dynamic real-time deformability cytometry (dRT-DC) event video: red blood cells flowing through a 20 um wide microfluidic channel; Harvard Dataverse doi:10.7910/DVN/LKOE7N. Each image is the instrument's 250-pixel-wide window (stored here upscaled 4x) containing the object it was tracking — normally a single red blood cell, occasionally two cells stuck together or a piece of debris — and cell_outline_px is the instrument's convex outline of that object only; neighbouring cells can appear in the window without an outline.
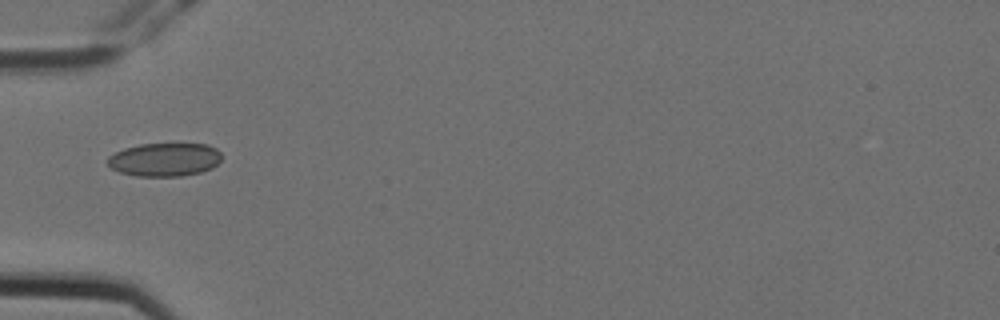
{"species": "Egyptian fruit bat (a non-hibernating species)", "species_latin": "Rousettus aegyptiacus", "temperature_condition": "cold", "stored_images_in_passage": 3, "camera_frame_rate_fps": 3000, "um_per_image_px": 0.085, "animal": {"sex": "female"}, "frame": {"image": 1, "passage_image": 1, "time_ms": 0.0, "image_size_px": [1000, 320], "cell_outline_px": [[220, 160], [212, 168], [200, 172], [180, 176], [136, 176], [120, 172], [112, 168], [108, 164], [108, 156], [124, 148], [140, 144], [208, 144], [216, 148], [220, 152]], "centroid_in_image_um": [13.99, 13.56], "position_along_channel_um": 71.0, "area_um2": 22.08}}
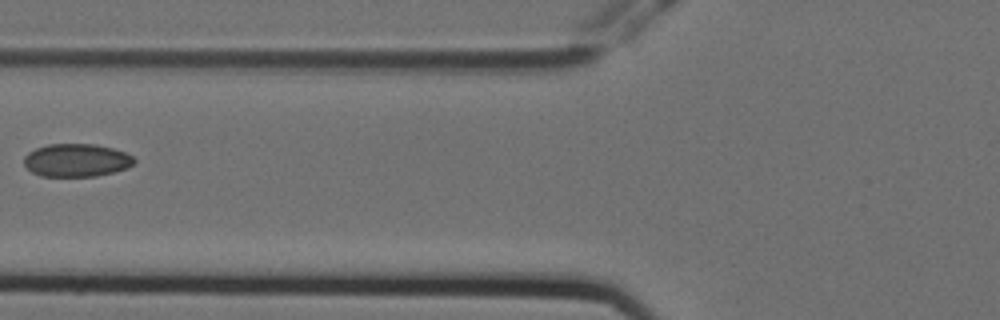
{"frame": {"image": 2, "passage_image": 2, "time_ms": 0.333, "image_size_px": [1000, 320], "cell_outline_px": [[136, 160], [128, 168], [96, 176], [40, 176], [32, 172], [24, 164], [24, 156], [28, 152], [36, 148], [48, 144], [96, 144], [112, 148], [124, 152], [132, 156]], "centroid_in_image_um": [6.49, 13.62], "position_along_channel_um": 119.3, "area_um2": 21.15}}
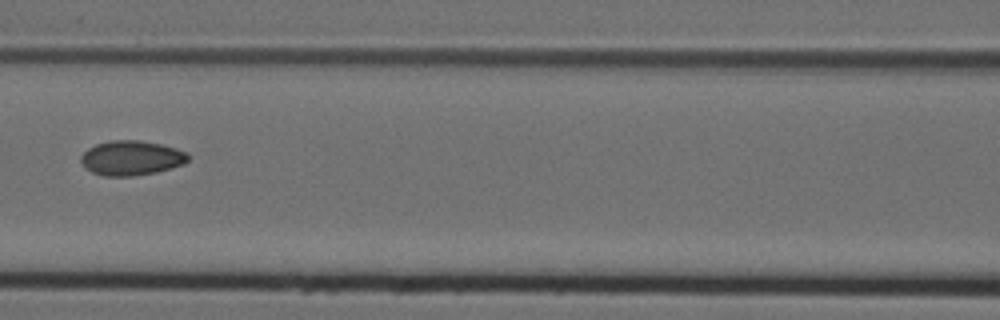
{"frame": {"image": 3, "passage_image": 3, "time_ms": 0.667, "image_size_px": [1000, 320], "cell_outline_px": [[192, 156], [184, 164], [156, 172], [132, 176], [104, 176], [92, 172], [84, 168], [80, 160], [80, 156], [88, 148], [96, 144], [108, 140], [140, 140], [160, 144], [176, 148], [188, 152]], "centroid_in_image_um": [11.17, 13.42], "position_along_channel_um": 155.4, "area_um2": 21.91}}